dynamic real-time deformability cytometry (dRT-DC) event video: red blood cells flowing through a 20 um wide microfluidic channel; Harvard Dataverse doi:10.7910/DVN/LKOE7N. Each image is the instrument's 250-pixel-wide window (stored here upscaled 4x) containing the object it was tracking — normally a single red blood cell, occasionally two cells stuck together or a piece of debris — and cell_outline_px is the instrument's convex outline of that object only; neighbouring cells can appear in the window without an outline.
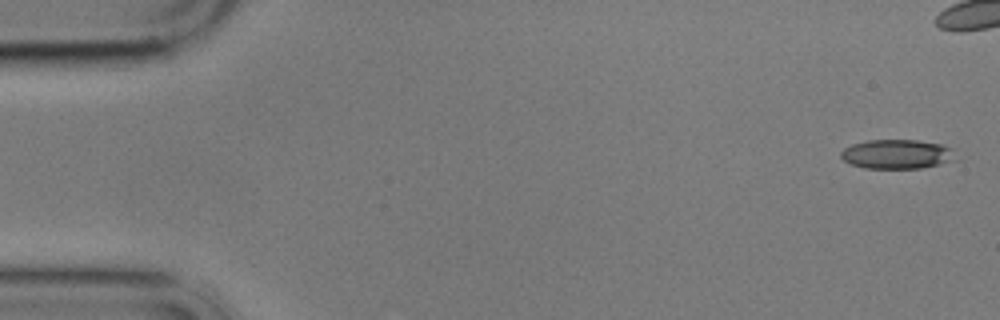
{"species": "common noctule bat (a hibernating species)", "species_latin": "Nyctalus noctula", "temperature_condition": "cold", "stored_images_in_passage": 6, "camera_frame_rate_fps": 3000, "um_per_image_px": 0.085, "animal": {"sex": "male", "body_mass_g": 17.9}, "frame": {"image": 1, "passage_image": 1, "time_ms": 0.0, "image_size_px": [1000, 320], "cell_outline_px": [[956, 160], [940, 164], [920, 168], [864, 168], [852, 164], [844, 160], [840, 156], [840, 152], [844, 148], [852, 144], [868, 140], [916, 140], [944, 144], [952, 148]], "centroid_in_image_um": [76.26, 13.09], "position_along_channel_um": 8.7, "area_um2": 19.65}}
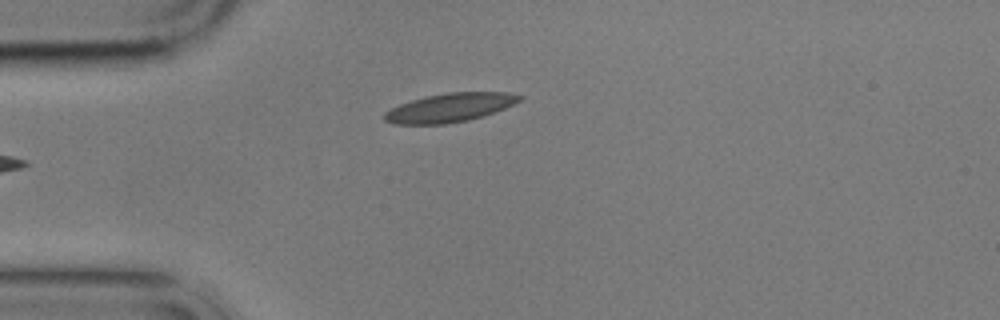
{"frame": {"image": 2, "passage_image": 6, "time_ms": 6.0, "image_size_px": [1000, 320], "cell_outline_px": [[524, 96], [520, 100], [504, 108], [484, 116], [468, 120], [444, 124], [392, 124], [384, 120], [384, 112], [400, 104], [412, 100], [428, 96], [448, 92], [508, 92]], "centroid_in_image_um": [38.23, 9.15], "position_along_channel_um": 46.8, "area_um2": 22.48}}